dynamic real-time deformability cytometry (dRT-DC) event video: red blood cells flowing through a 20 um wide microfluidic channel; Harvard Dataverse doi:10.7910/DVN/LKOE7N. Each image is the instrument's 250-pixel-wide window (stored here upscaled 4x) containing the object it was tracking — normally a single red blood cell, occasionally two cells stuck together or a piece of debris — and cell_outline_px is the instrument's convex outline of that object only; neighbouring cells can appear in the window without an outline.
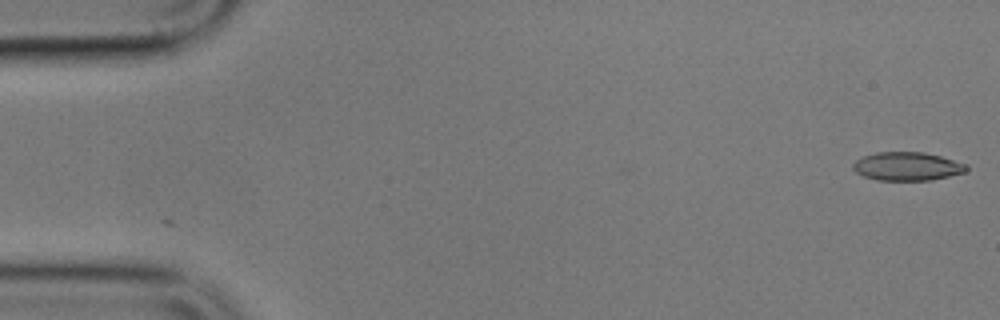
{"species": "common noctule bat (a hibernating species)", "species_latin": "Nyctalus noctula", "temperature_condition": "cold", "stored_images_in_passage": 4, "camera_frame_rate_fps": 3000, "um_per_image_px": 0.085, "animal": {"sex": "male", "body_mass_g": 17.9}, "frame": {"image": 1, "passage_image": 1, "time_ms": 0.0, "image_size_px": [1000, 320], "cell_outline_px": [[968, 168], [964, 172], [932, 180], [876, 180], [864, 176], [856, 172], [852, 168], [852, 164], [856, 160], [864, 156], [876, 152], [924, 152], [940, 156], [968, 164]], "centroid_in_image_um": [77.1, 14.13], "position_along_channel_um": 7.9, "area_um2": 18.79}}
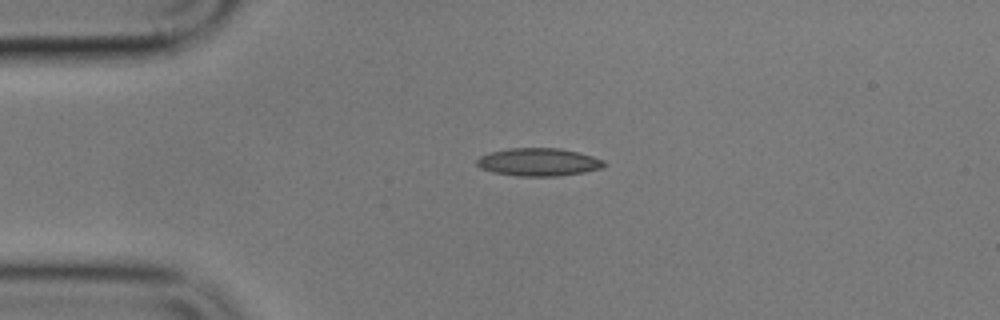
{"frame": {"image": 2, "passage_image": 4, "time_ms": 4.0, "image_size_px": [1000, 320], "cell_outline_px": [[608, 164], [604, 168], [584, 172], [560, 176], [516, 176], [492, 172], [480, 168], [476, 164], [476, 160], [480, 156], [492, 152], [508, 148], [560, 148], [592, 156], [604, 160]], "centroid_in_image_um": [45.8, 13.78], "position_along_channel_um": 39.2, "area_um2": 20.81}}